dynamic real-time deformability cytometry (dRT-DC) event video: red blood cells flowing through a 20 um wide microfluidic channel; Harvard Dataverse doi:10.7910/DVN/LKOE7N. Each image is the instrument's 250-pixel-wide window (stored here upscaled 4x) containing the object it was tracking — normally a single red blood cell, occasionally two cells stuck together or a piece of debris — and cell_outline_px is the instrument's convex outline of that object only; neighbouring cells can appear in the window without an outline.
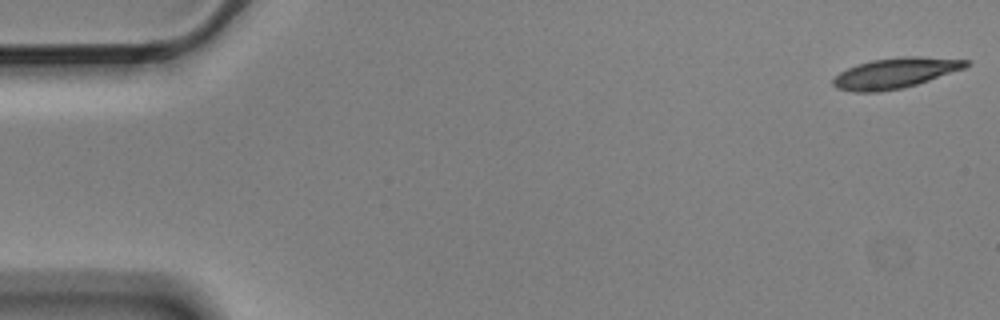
{"species": "Egyptian fruit bat (a non-hibernating species)", "species_latin": "Rousettus aegyptiacus", "temperature_condition": "cold", "stored_images_in_passage": 5, "camera_frame_rate_fps": 3000, "um_per_image_px": 0.085, "animal": {"sex": "male"}, "frame": {"image": 1, "passage_image": 1, "time_ms": 0.0, "image_size_px": [1000, 320], "cell_outline_px": [[972, 64], [964, 68], [904, 88], [880, 92], [856, 92], [836, 88], [832, 84], [832, 80], [840, 72], [856, 64], [872, 60], [904, 56], [920, 56], [972, 60]], "centroid_in_image_um": [76.11, 6.2], "position_along_channel_um": 8.9, "area_um2": 23.58}}
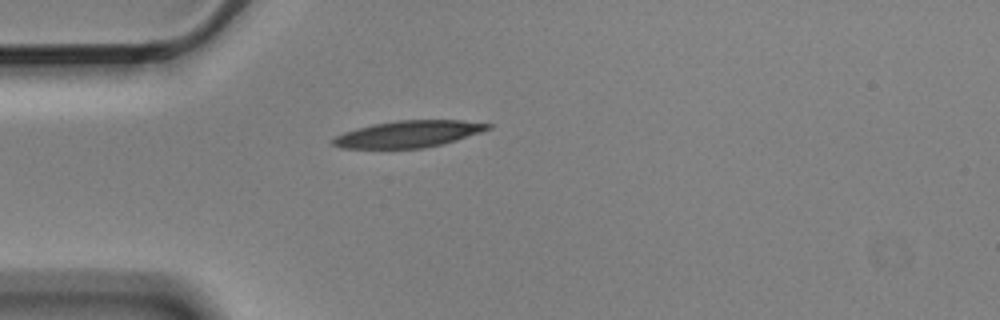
{"frame": {"image": 2, "passage_image": 5, "time_ms": 1.333, "image_size_px": [1000, 320], "cell_outline_px": [[492, 128], [444, 144], [424, 148], [340, 148], [332, 144], [332, 140], [336, 136], [344, 132], [356, 128], [372, 124], [396, 120], [464, 120], [492, 124]], "centroid_in_image_um": [34.72, 11.38], "position_along_channel_um": 50.3, "area_um2": 24.16}}